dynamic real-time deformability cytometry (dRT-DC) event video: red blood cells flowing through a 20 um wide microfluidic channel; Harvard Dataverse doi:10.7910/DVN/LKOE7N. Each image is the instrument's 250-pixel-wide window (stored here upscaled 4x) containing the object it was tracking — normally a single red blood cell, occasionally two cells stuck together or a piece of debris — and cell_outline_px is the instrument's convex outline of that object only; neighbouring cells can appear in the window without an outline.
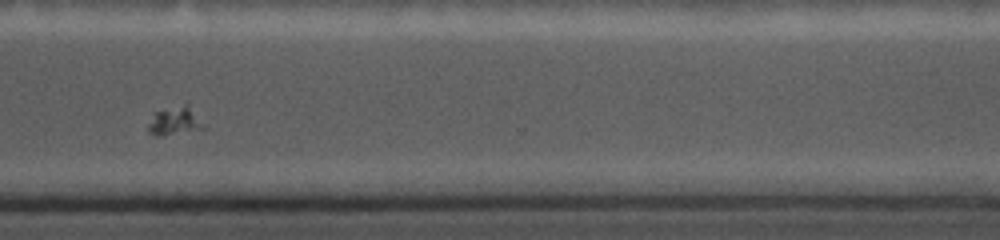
{"species": "common noctule bat (a hibernating species)", "species_latin": "Nyctalus noctula", "temperature_condition": "cold", "stored_images_in_passage": 24, "camera_frame_rate_fps": 5000, "um_per_image_px": 0.085, "animal": {"sex": "female", "body_mass_g": 19.0, "forearm_length_mm": 56.7}, "frame": {"image": 1, "passage_image": 19, "time_ms": 7.8, "image_size_px": [1000, 240], "cell_outline_px": [[208, 128], [160, 136], [152, 136], [148, 132], [148, 124], [152, 112], [188, 100]], "centroid_in_image_um": [14.89, 10.21], "position_along_channel_um": 355.7, "area_um2": 10.06}}